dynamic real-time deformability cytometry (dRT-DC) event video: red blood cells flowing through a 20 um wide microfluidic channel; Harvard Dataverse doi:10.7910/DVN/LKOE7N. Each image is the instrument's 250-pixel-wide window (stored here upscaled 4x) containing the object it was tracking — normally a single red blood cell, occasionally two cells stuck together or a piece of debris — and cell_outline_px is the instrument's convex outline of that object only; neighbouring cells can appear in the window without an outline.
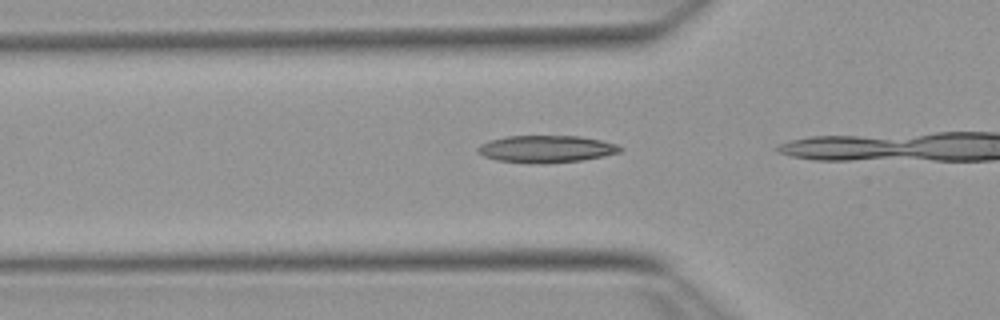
{"species": "Egyptian fruit bat (a non-hibernating species)", "species_latin": "Rousettus aegyptiacus", "temperature_condition": "warm", "stored_images_in_passage": 4, "camera_frame_rate_fps": 3000, "um_per_image_px": 0.085, "animal": {"sex": "female"}, "frame": {"image": 1, "passage_image": 2, "time_ms": 0.333, "image_size_px": [1000, 320], "cell_outline_px": [[624, 148], [620, 152], [604, 156], [580, 160], [540, 164], [532, 164], [496, 160], [484, 156], [476, 152], [476, 148], [480, 144], [488, 140], [508, 136], [580, 136], [600, 140], [616, 144]], "centroid_in_image_um": [46.39, 12.66], "position_along_channel_um": 79.4, "area_um2": 22.66}}